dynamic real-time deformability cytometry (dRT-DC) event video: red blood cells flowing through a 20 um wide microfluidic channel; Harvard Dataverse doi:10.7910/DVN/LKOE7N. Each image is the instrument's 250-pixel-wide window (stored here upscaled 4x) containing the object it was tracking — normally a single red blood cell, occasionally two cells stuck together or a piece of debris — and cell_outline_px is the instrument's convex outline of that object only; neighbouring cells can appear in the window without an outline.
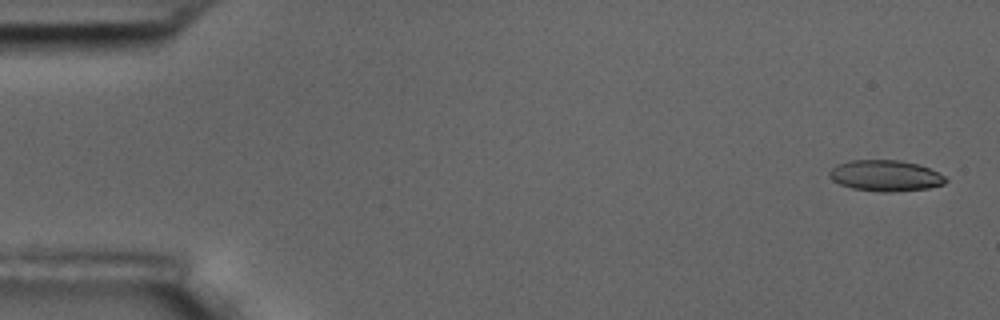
{"species": "common noctule bat (a hibernating species)", "species_latin": "Nyctalus noctula", "temperature_condition": "room temperature", "stored_images_in_passage": 6, "camera_frame_rate_fps": 3000, "um_per_image_px": 0.085, "animal": {"sex": "male", "body_mass_g": 17.5, "forearm_length_mm": 52.3}, "frame": {"image": 1, "passage_image": 1, "time_ms": 0.0, "image_size_px": [1000, 320], "cell_outline_px": [[948, 180], [944, 184], [928, 188], [892, 192], [880, 192], [852, 188], [840, 184], [832, 180], [828, 176], [828, 172], [836, 164], [852, 160], [900, 160], [916, 164], [928, 168], [944, 176]], "centroid_in_image_um": [75.23, 14.93], "position_along_channel_um": 9.8, "area_um2": 20.98}}
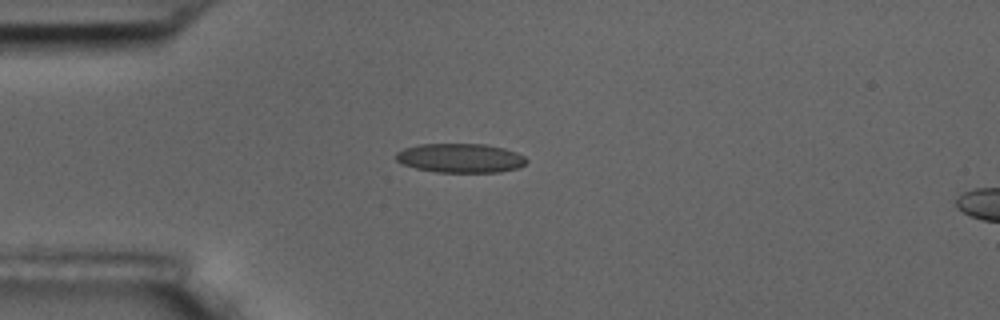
{"frame": {"image": 2, "passage_image": 4, "time_ms": 4.333, "image_size_px": [1000, 320], "cell_outline_px": [[528, 160], [520, 168], [500, 172], [436, 172], [416, 168], [404, 164], [396, 160], [396, 152], [404, 148], [420, 144], [484, 144], [504, 148], [516, 152], [524, 156]], "centroid_in_image_um": [39.15, 13.44], "position_along_channel_um": 45.8, "area_um2": 22.2}}